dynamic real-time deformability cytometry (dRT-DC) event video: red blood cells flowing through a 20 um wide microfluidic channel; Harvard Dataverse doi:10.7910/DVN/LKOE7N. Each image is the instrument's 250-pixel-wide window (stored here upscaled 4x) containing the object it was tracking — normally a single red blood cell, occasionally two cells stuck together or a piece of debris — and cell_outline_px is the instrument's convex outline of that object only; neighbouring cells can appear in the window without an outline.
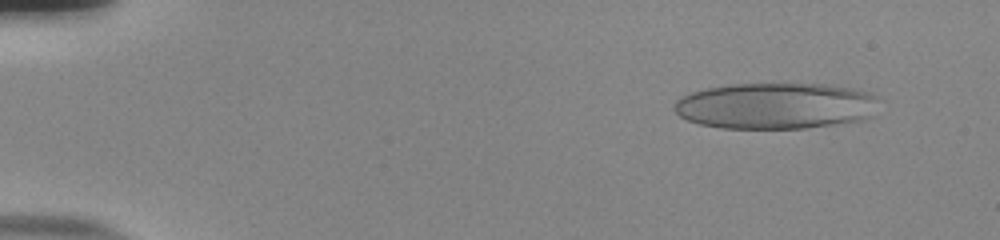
{"species": "human", "species_latin": "Homo sapiens", "temperature_condition": "room temperature", "stored_images_in_passage": 53, "camera_frame_rate_fps": 3000, "um_per_image_px": 0.085, "donor": {"sex": "male"}, "frame": {"image": 1, "passage_image": 5, "time_ms": 1.333, "image_size_px": [1000, 240], "cell_outline_px": [[880, 100], [872, 116], [864, 120], [804, 128], [720, 128], [700, 124], [688, 120], [680, 116], [676, 112], [676, 100], [692, 92], [708, 88], [732, 84], [824, 84], [848, 88], [868, 92], [876, 96]], "centroid_in_image_um": [65.98, 9.0], "position_along_channel_um": 19.0, "area_um2": 54.97}}
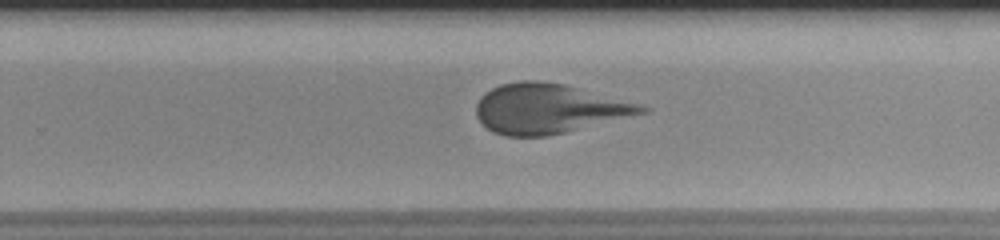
{"frame": {"image": 2, "passage_image": 35, "time_ms": 11.333, "image_size_px": [1000, 240], "cell_outline_px": [[652, 108], [648, 112], [564, 132], [544, 136], [504, 136], [492, 132], [476, 116], [476, 104], [480, 96], [492, 88], [500, 84], [520, 80], [536, 80], [564, 84], [640, 104]], "centroid_in_image_um": [46.6, 9.22], "position_along_channel_um": 283.2, "area_um2": 47.51}}
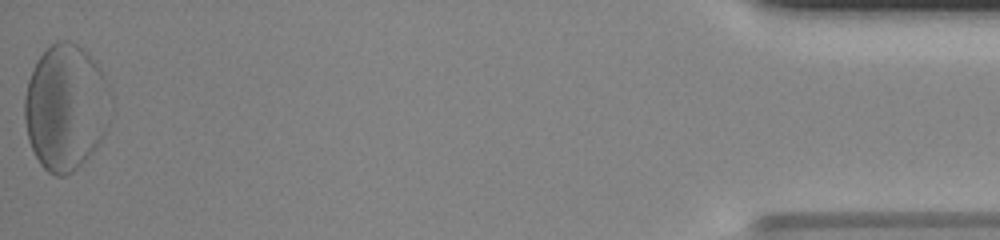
{"frame": {"image": 3, "passage_image": 53, "time_ms": 17.333, "image_size_px": [1000, 240], "cell_outline_px": [[108, 84], [104, 136], [96, 148], [72, 172], [64, 176], [56, 176], [48, 172], [40, 164], [28, 140], [24, 120], [24, 96], [28, 80], [36, 60], [56, 40], [72, 40], [88, 52], [100, 68]], "centroid_in_image_um": [5.53, 9.1], "position_along_channel_um": 429.7, "area_um2": 62.71}, "authors_computed_cell_mechanics": {"area_um2": 48.0896, "velocity_mm_per_s": 3.8403, "shape_relaxation_time_tau1_ms": 8.8332, "shape_relaxation_time_tau2_ms": 0.9996, "deformation_change_tau1": 0.3411, "deformation_change_tau2": 0.091}}